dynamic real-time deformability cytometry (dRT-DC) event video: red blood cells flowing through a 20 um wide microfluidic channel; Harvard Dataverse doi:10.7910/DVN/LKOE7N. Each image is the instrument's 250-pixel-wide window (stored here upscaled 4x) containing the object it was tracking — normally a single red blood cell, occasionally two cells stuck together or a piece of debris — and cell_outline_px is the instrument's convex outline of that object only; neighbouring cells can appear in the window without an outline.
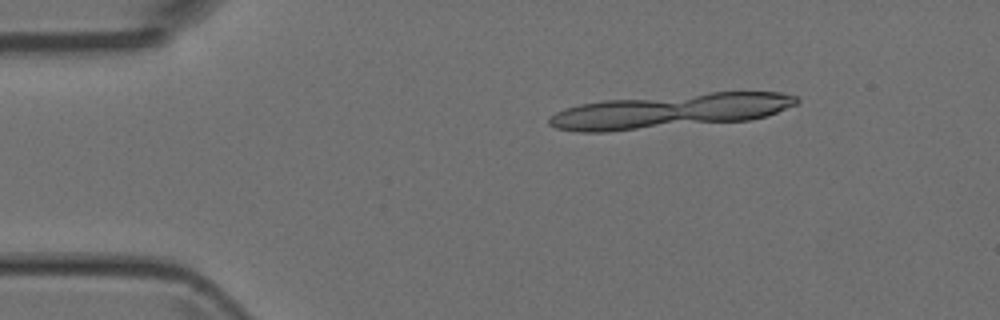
{"species": "Egyptian fruit bat (a non-hibernating species)", "species_latin": "Rousettus aegyptiacus", "temperature_condition": "room temperature", "stored_images_in_passage": 5, "camera_frame_rate_fps": 3000, "um_per_image_px": 0.085, "animal": {"sex": "female"}, "frame": {"image": 1, "passage_image": 2, "time_ms": 0.333, "image_size_px": [1000, 320], "cell_outline_px": [[676, 116], [644, 124], [624, 128], [568, 128], [596, 104], [664, 104]], "centroid_in_image_um": [52.89, 9.84], "position_along_channel_um": 32.1, "area_um2": 13.64}}